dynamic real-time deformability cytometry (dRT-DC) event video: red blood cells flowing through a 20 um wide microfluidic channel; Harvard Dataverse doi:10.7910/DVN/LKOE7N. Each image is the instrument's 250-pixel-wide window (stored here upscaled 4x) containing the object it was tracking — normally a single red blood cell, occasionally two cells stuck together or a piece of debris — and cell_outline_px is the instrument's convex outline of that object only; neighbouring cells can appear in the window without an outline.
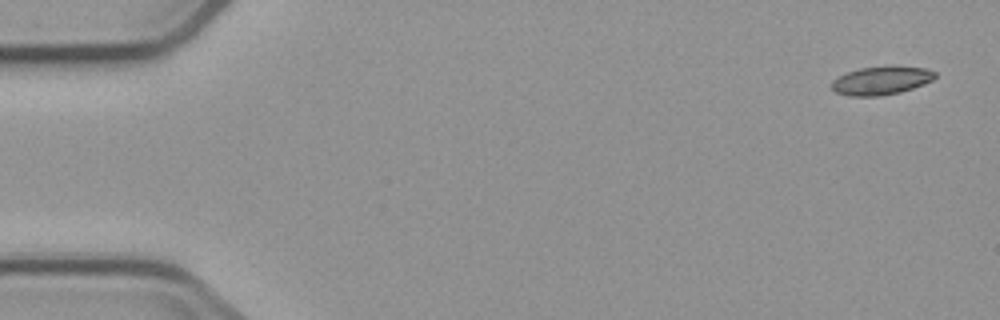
{"species": "common noctule bat (a hibernating species)", "species_latin": "Nyctalus noctula", "temperature_condition": "cold", "stored_images_in_passage": 4, "camera_frame_rate_fps": 3000, "um_per_image_px": 0.085, "animal": {"sex": "male", "body_mass_g": 23.1, "forearm_length_mm": 52.7}, "frame": {"image": 1, "passage_image": 1, "time_ms": 0.0, "image_size_px": [1000, 320], "cell_outline_px": [[936, 76], [932, 80], [924, 84], [900, 92], [880, 96], [848, 96], [836, 92], [832, 88], [832, 80], [848, 72], [860, 68], [924, 68], [936, 72]], "centroid_in_image_um": [74.88, 6.89], "position_along_channel_um": 10.1, "area_um2": 16.42}}